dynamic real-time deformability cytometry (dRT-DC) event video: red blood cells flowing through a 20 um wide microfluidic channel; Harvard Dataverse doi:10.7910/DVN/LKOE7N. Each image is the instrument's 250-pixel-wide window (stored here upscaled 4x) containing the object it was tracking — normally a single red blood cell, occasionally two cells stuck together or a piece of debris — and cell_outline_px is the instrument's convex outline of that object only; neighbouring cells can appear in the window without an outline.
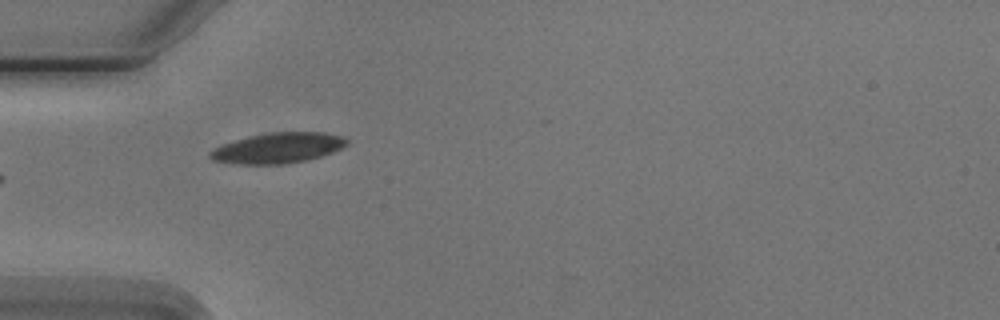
{"species": "Egyptian fruit bat (a non-hibernating species)", "species_latin": "Rousettus aegyptiacus", "temperature_condition": "cold", "stored_images_in_passage": 5, "camera_frame_rate_fps": 3000, "um_per_image_px": 0.085, "animal": {"sex": "male"}, "frame": {"image": 1, "passage_image": 4, "time_ms": 4.333, "image_size_px": [1000, 320], "cell_outline_px": [[348, 144], [332, 152], [308, 160], [280, 164], [236, 164], [212, 160], [208, 156], [208, 152], [212, 148], [220, 144], [248, 136], [272, 132], [324, 132], [340, 136], [348, 140]], "centroid_in_image_um": [23.56, 12.58], "position_along_channel_um": 61.4, "area_um2": 24.33}}
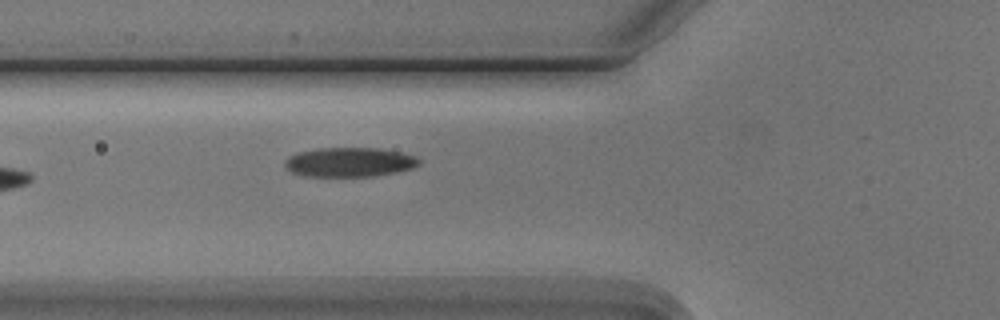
{"frame": {"image": 2, "passage_image": 5, "time_ms": 5.333, "image_size_px": [1000, 320], "cell_outline_px": [[420, 164], [412, 168], [396, 172], [376, 176], [304, 176], [292, 172], [284, 164], [284, 160], [288, 156], [300, 152], [320, 148], [380, 148], [400, 152], [416, 156], [420, 160]], "centroid_in_image_um": [29.72, 13.78], "position_along_channel_um": 96.1, "area_um2": 22.95}}